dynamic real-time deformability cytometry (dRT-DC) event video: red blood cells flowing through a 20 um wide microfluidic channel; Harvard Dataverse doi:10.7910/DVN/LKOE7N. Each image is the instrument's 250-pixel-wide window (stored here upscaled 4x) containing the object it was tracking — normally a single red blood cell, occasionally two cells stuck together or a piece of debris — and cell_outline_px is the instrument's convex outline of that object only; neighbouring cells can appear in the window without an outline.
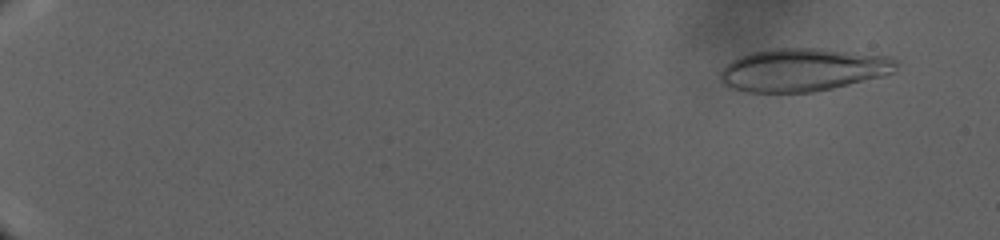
{"species": "human", "species_latin": "Homo sapiens", "temperature_condition": "warm", "stored_images_in_passage": 148, "camera_frame_rate_fps": 3000, "um_per_image_px": 0.085, "donor": {"sex": "male"}, "frame": {"image": 1, "passage_image": 16, "time_ms": 3.333, "image_size_px": [1000, 240], "cell_outline_px": [[900, 64], [892, 72], [884, 76], [832, 88], [812, 92], [744, 92], [732, 88], [724, 84], [720, 80], [720, 72], [732, 60], [740, 56], [752, 52], [776, 48], [820, 48], [888, 56], [900, 60]], "centroid_in_image_um": [68.28, 5.93], "position_along_channel_um": 16.7, "area_um2": 44.1}}
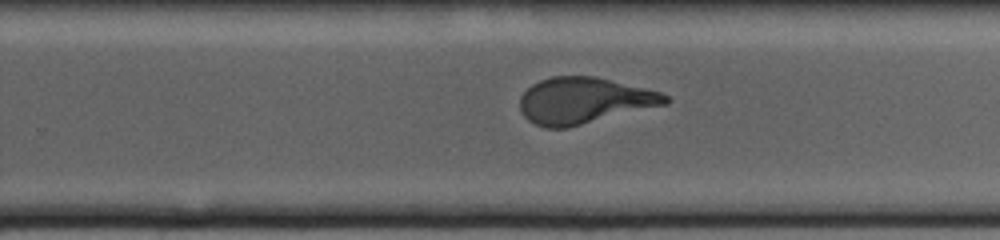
{"frame": {"image": 2, "passage_image": 98, "time_ms": 29.667, "image_size_px": [1000, 240], "cell_outline_px": [[672, 100], [668, 104], [568, 128], [544, 128], [528, 120], [520, 112], [520, 96], [532, 84], [540, 80], [552, 76], [592, 76], [644, 88], [660, 92], [668, 96]], "centroid_in_image_um": [49.63, 8.57], "position_along_channel_um": 280.2, "area_um2": 39.25}}
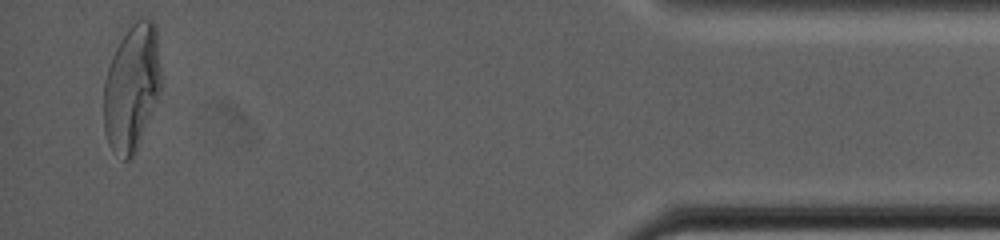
{"frame": {"image": 3, "passage_image": 143, "time_ms": 41.0, "image_size_px": [1000, 240], "cell_outline_px": [[164, 84], [136, 152], [128, 160], [124, 160], [108, 144], [104, 132], [104, 80], [112, 56], [120, 40], [128, 28], [136, 20], [152, 16], [156, 24]], "centroid_in_image_um": [11.25, 7.4], "position_along_channel_um": 423.9, "area_um2": 43.23}}